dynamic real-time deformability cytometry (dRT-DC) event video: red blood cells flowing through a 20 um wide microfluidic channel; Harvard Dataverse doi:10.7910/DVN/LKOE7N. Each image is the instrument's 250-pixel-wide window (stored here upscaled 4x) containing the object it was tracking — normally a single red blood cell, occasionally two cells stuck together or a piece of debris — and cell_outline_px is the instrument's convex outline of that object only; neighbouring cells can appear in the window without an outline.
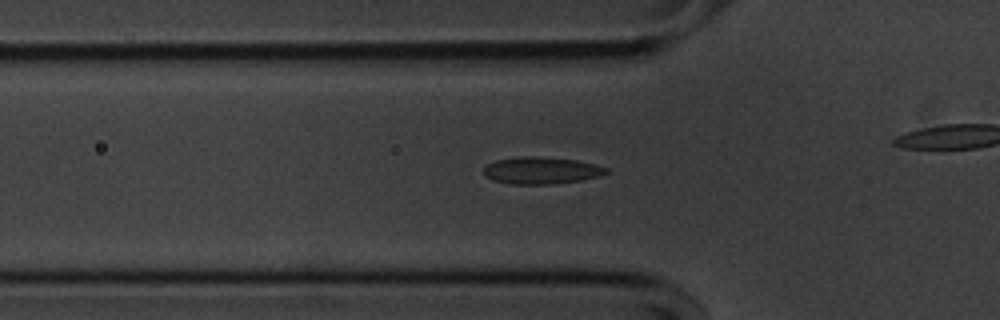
{"species": "common noctule bat (a hibernating species)", "species_latin": "Nyctalus noctula", "temperature_condition": "cold", "stored_images_in_passage": 32, "segment_of_instrument_passage": [1, 2], "camera_frame_rate_fps": 3000, "um_per_image_px": 0.085, "animal": {"sex": "male", "body_mass_g": 20.1, "forearm_length_mm": 53.5}, "frame": {"image": 1, "passage_image": 4, "time_ms": 1.0, "image_size_px": [1000, 320], "cell_outline_px": [[608, 172], [600, 176], [580, 180], [552, 184], [512, 184], [492, 180], [484, 176], [484, 168], [488, 164], [496, 160], [520, 156], [536, 156], [576, 160], [596, 164], [608, 168]], "centroid_in_image_um": [46.0, 14.49], "position_along_channel_um": 79.8, "area_um2": 19.31}}
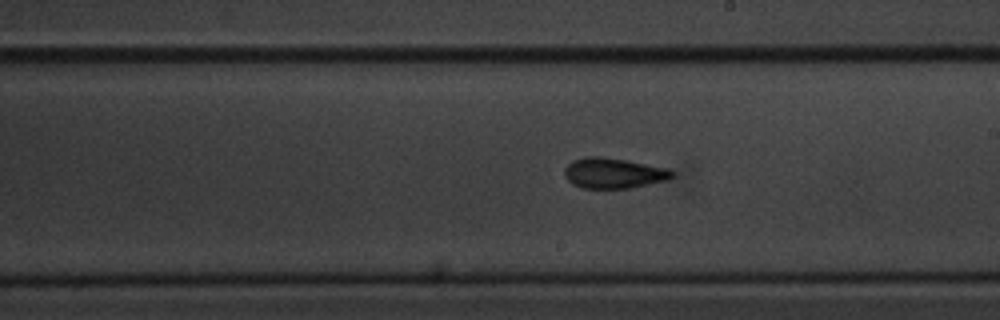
{"frame": {"image": 2, "passage_image": 17, "time_ms": 5.333, "image_size_px": [1000, 320], "cell_outline_px": [[676, 176], [668, 180], [628, 188], [584, 188], [572, 184], [564, 176], [564, 168], [572, 160], [584, 156], [604, 156], [668, 168], [676, 172]], "centroid_in_image_um": [52.16, 14.7], "position_along_channel_um": 236.8, "area_um2": 19.31}}
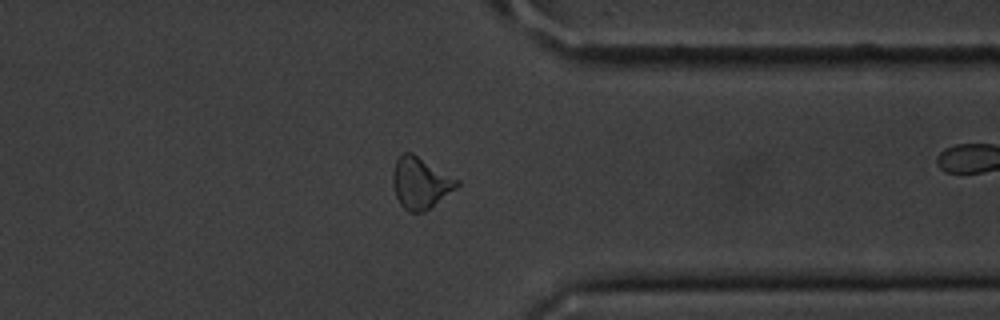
{"frame": {"image": 3, "passage_image": 29, "time_ms": 9.333, "image_size_px": [1000, 320], "cell_outline_px": [[460, 184], [456, 188], [424, 212], [408, 212], [400, 204], [396, 196], [392, 184], [392, 172], [396, 160], [404, 152], [412, 152], [460, 180]], "centroid_in_image_um": [35.72, 15.54], "position_along_channel_um": 375.7, "area_um2": 19.25}}